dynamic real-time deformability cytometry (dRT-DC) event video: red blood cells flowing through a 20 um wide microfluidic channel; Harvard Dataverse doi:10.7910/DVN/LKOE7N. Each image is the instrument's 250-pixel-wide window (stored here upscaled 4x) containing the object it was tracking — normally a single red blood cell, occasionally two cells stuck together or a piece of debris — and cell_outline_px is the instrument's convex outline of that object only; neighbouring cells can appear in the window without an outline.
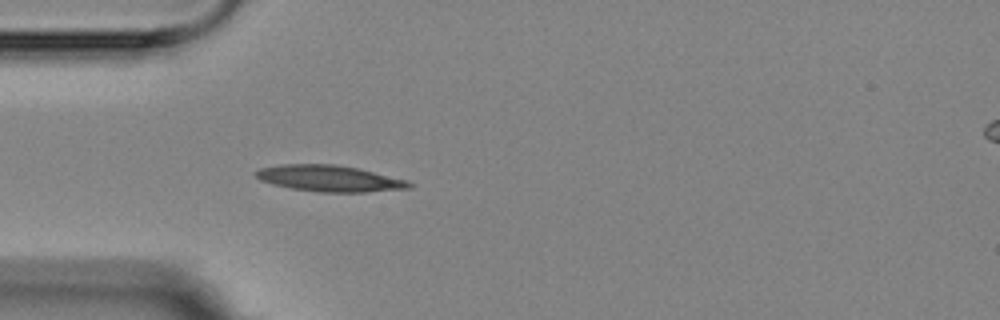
{"species": "Egyptian fruit bat (a non-hibernating species)", "species_latin": "Rousettus aegyptiacus", "temperature_condition": "room temperature", "stored_images_in_passage": 1, "camera_frame_rate_fps": 3000, "um_per_image_px": 0.085, "animal": {"sex": "female"}, "frame": {"image": 1, "passage_image": 1, "time_ms": 0.0, "image_size_px": [1000, 320], "cell_outline_px": [[416, 184], [412, 188], [364, 192], [320, 192], [292, 188], [272, 184], [260, 180], [252, 172], [260, 168], [280, 164], [332, 164], [356, 168], [408, 180]], "centroid_in_image_um": [28.01, 15.17], "position_along_channel_um": 57.0, "area_um2": 23.47}}